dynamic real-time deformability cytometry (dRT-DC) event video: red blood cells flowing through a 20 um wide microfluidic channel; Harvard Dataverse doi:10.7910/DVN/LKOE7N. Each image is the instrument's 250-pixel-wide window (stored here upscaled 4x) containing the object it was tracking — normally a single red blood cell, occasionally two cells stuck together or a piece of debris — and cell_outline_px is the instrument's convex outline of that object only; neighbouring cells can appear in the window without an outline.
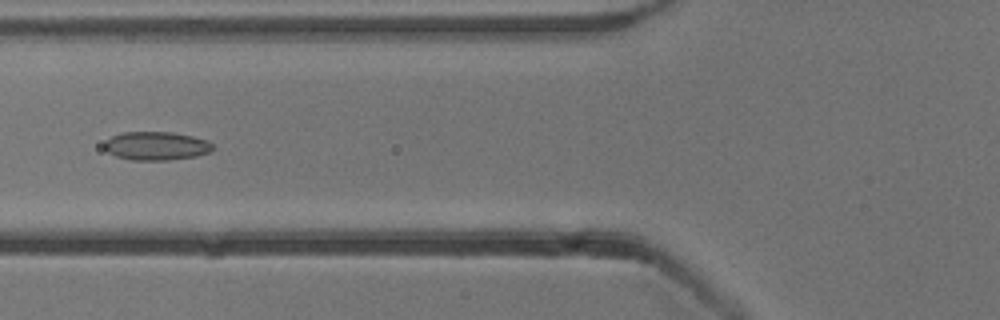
{"species": "common noctule bat (a hibernating species)", "species_latin": "Nyctalus noctula", "temperature_condition": "cold", "stored_images_in_passage": 38, "camera_frame_rate_fps": 3000, "um_per_image_px": 0.085, "animal": {"sex": "male", "body_mass_g": 13.3}, "frame": {"image": 1, "passage_image": 5, "time_ms": 1.333, "image_size_px": [1000, 320], "cell_outline_px": [[216, 148], [212, 152], [196, 156], [168, 160], [132, 160], [116, 156], [108, 152], [104, 148], [104, 144], [112, 136], [124, 132], [172, 132], [192, 136], [208, 140]], "centroid_in_image_um": [13.34, 12.4], "position_along_channel_um": 112.5, "area_um2": 18.09}}
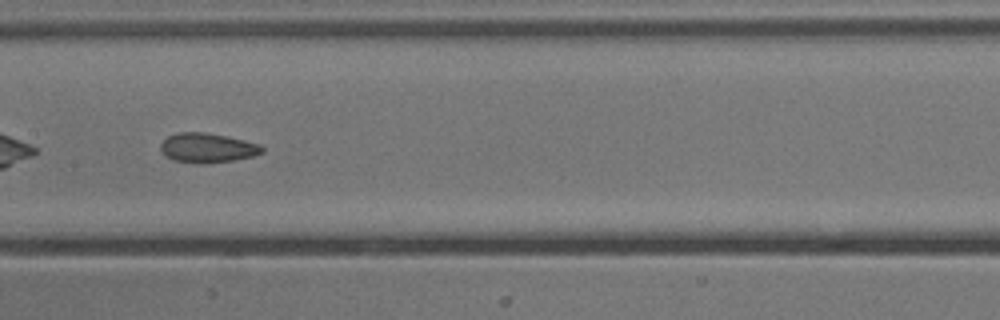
{"frame": {"image": 2, "passage_image": 11, "time_ms": 3.333, "image_size_px": [1000, 320], "cell_outline_px": [[264, 152], [252, 156], [232, 160], [172, 160], [160, 148], [160, 144], [168, 136], [176, 132], [204, 132], [228, 136], [260, 144], [264, 148]], "centroid_in_image_um": [17.67, 12.49], "position_along_channel_um": 189.7, "area_um2": 16.53}}
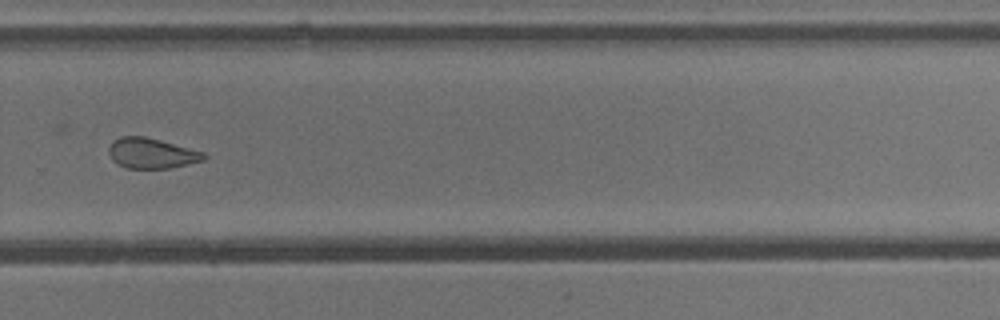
{"frame": {"image": 3, "passage_image": 21, "time_ms": 6.667, "image_size_px": [1000, 320], "cell_outline_px": [[208, 156], [204, 160], [188, 164], [168, 168], [128, 168], [112, 160], [108, 152], [108, 148], [120, 136], [144, 136], [160, 140], [204, 152]], "centroid_in_image_um": [12.9, 13.02], "position_along_channel_um": 316.9, "area_um2": 16.59}, "authors_computed_cell_mechanics": {"area_um2": 18.2648, "velocity_mm_per_s": 3.8323, "shape_relaxation_time_tau1_ms": null, "shape_relaxation_time_tau2_ms": 3.928, "deformation_change_tau1": null, "deformation_change_tau2": 0.1226}}